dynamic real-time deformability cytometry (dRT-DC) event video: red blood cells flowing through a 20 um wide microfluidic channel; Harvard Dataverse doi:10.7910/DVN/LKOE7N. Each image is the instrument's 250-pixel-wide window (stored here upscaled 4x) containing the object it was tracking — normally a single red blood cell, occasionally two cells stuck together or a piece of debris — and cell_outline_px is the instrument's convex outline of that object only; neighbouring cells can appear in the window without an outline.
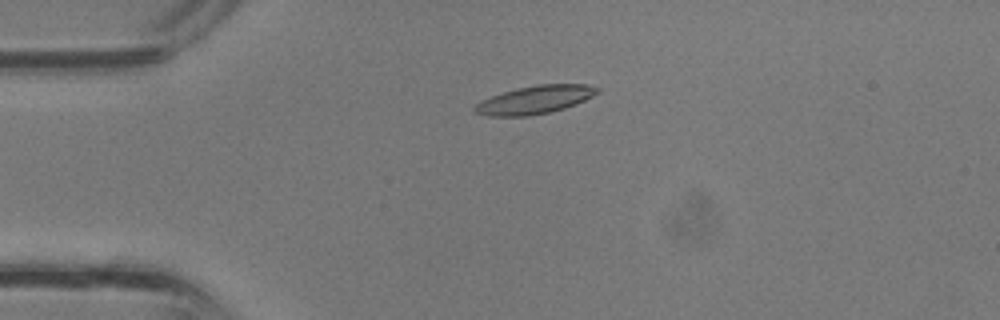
{"species": "common noctule bat (a hibernating species)", "species_latin": "Nyctalus noctula", "temperature_condition": "room temperature", "stored_images_in_passage": 37, "camera_frame_rate_fps": 3000, "um_per_image_px": 0.085, "animal": {"sex": "male", "body_mass_g": 13.3}, "frame": {"image": 1, "passage_image": 9, "time_ms": 2.667, "image_size_px": [1000, 320], "cell_outline_px": [[600, 92], [576, 104], [564, 108], [548, 112], [528, 116], [488, 116], [476, 112], [472, 108], [480, 100], [516, 88], [536, 84], [588, 84], [600, 88]], "centroid_in_image_um": [45.47, 8.47], "position_along_channel_um": 39.5, "area_um2": 20.06}}
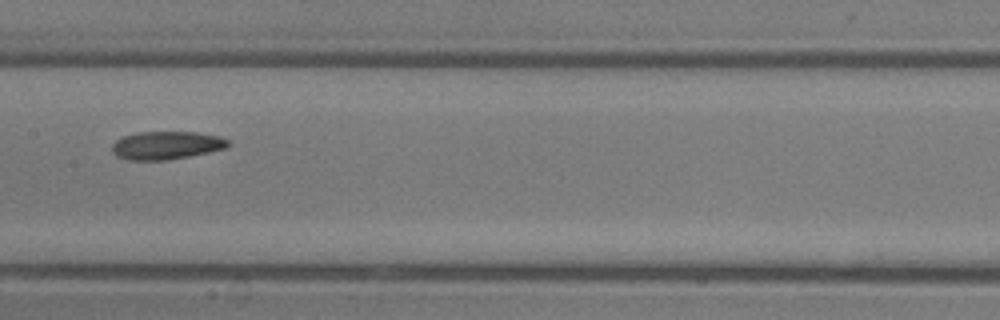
{"frame": {"image": 2, "passage_image": 19, "time_ms": 6.0, "image_size_px": [1000, 320], "cell_outline_px": [[232, 144], [228, 148], [168, 160], [128, 160], [116, 156], [112, 152], [112, 144], [116, 140], [124, 136], [136, 132], [196, 132], [220, 136], [228, 140]], "centroid_in_image_um": [14.16, 12.35], "position_along_channel_um": 193.2, "area_um2": 19.13}}
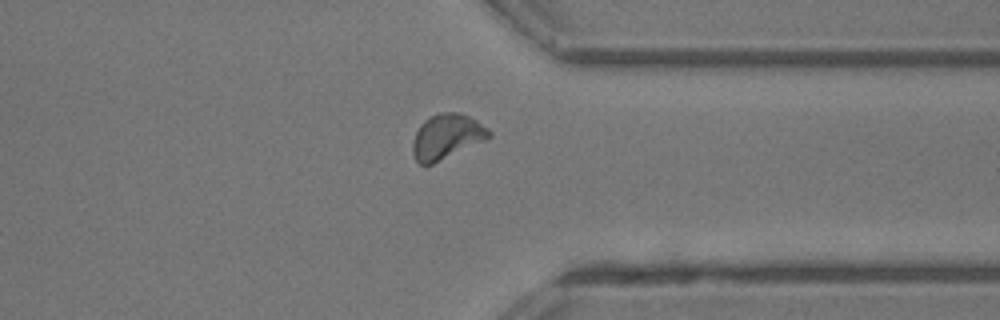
{"frame": {"image": 3, "passage_image": 29, "time_ms": 9.333, "image_size_px": [1000, 320], "cell_outline_px": [[492, 136], [488, 140], [432, 164], [420, 164], [416, 160], [412, 152], [412, 144], [416, 132], [420, 124], [424, 120], [440, 112], [460, 112], [476, 120], [488, 128], [492, 132]], "centroid_in_image_um": [38.0, 11.61], "position_along_channel_um": 373.4, "area_um2": 20.17}}